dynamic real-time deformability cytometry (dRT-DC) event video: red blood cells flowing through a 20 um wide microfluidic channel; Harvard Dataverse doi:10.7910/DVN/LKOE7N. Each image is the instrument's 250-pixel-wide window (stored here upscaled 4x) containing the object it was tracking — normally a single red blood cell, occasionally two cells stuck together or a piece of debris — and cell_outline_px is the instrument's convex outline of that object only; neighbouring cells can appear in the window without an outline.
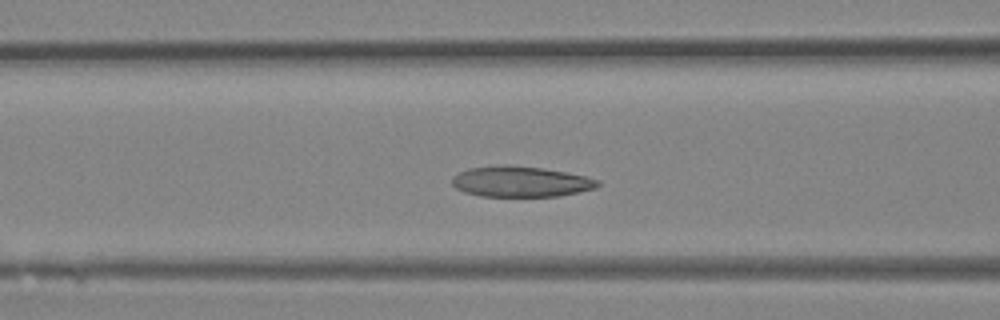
{"species": "Egyptian fruit bat (a non-hibernating species)", "species_latin": "Rousettus aegyptiacus", "temperature_condition": "room temperature", "stored_images_in_passage": 35, "camera_frame_rate_fps": 3000, "um_per_image_px": 0.085, "animal": {"sex": "female"}, "frame": {"image": 1, "passage_image": 13, "time_ms": 4.0, "image_size_px": [1000, 320], "cell_outline_px": [[600, 184], [596, 188], [556, 196], [480, 196], [464, 192], [456, 188], [452, 184], [452, 176], [468, 168], [500, 164], [508, 164], [540, 168], [564, 172], [584, 176], [600, 180]], "centroid_in_image_um": [44.21, 15.43], "position_along_channel_um": 122.4, "area_um2": 25.95}}
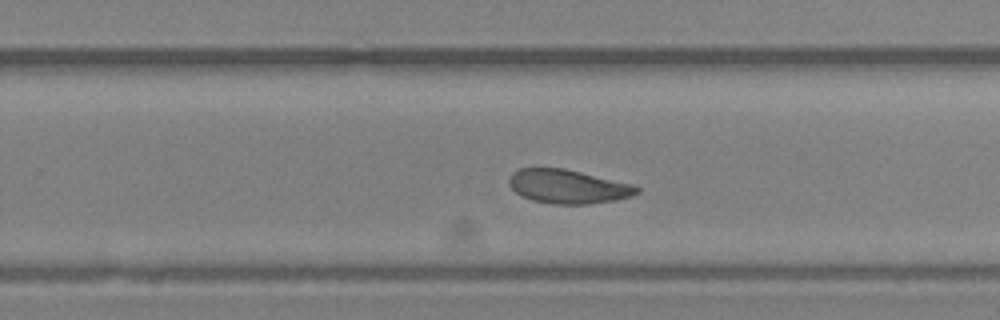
{"frame": {"image": 2, "passage_image": 22, "time_ms": 7.0, "image_size_px": [1000, 320], "cell_outline_px": [[640, 192], [632, 196], [616, 200], [588, 204], [552, 204], [532, 200], [520, 196], [508, 184], [508, 180], [512, 172], [520, 168], [564, 168], [632, 184], [640, 188]], "centroid_in_image_um": [48.26, 15.86], "position_along_channel_um": 281.5, "area_um2": 25.32}}
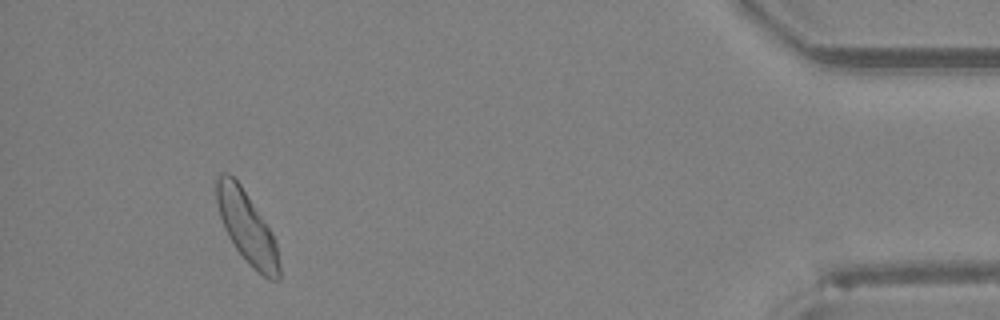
{"frame": {"image": 3, "passage_image": 33, "time_ms": 10.667, "image_size_px": [1000, 320], "cell_outline_px": [[280, 280], [268, 280], [236, 248], [228, 236], [224, 228], [220, 216], [216, 200], [216, 180], [220, 172], [228, 172], [240, 184], [272, 232], [276, 240], [280, 268]], "centroid_in_image_um": [20.99, 19.28], "position_along_channel_um": 414.2, "area_um2": 25.72}}